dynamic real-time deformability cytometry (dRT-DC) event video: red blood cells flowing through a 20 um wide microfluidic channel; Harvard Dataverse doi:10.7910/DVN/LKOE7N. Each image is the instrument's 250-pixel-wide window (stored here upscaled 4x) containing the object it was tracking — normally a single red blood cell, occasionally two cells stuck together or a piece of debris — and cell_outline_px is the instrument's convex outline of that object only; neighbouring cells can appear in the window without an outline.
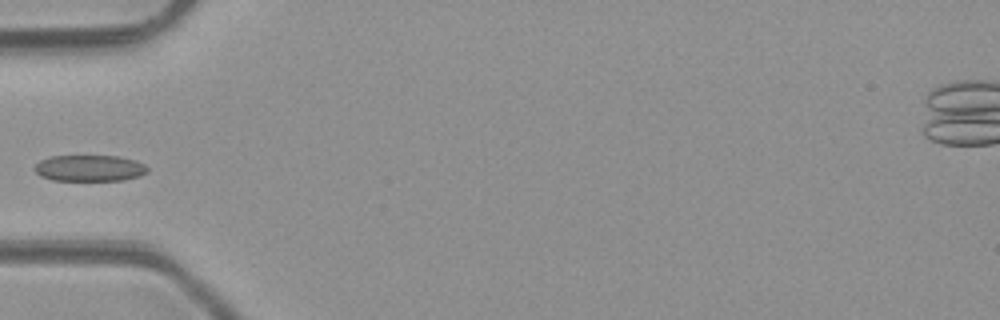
{"species": "common noctule bat (a hibernating species)", "species_latin": "Nyctalus noctula", "temperature_condition": "room temperature", "stored_images_in_passage": 6, "camera_frame_rate_fps": 3000, "um_per_image_px": 0.085, "animal": {"sex": "male", "body_mass_g": 23.1, "forearm_length_mm": 52.7}, "frame": {"image": 1, "passage_image": 5, "time_ms": 5.333, "image_size_px": [1000, 320], "cell_outline_px": [[148, 172], [140, 176], [124, 180], [52, 180], [40, 176], [32, 168], [40, 160], [48, 156], [116, 156], [136, 160], [144, 164], [148, 168]], "centroid_in_image_um": [7.6, 14.29], "position_along_channel_um": 77.4, "area_um2": 17.4}}
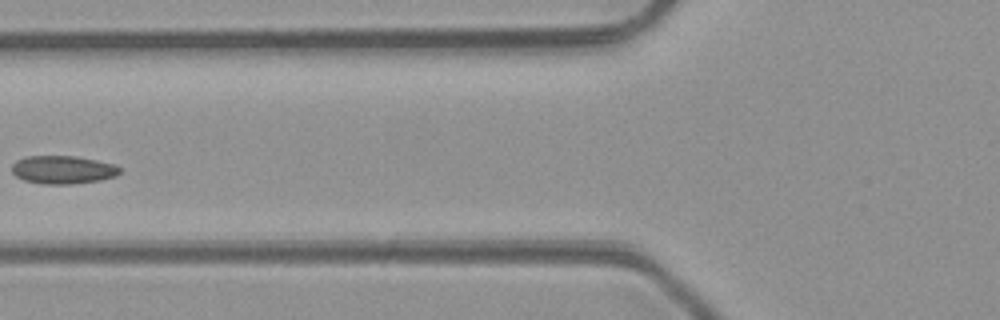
{"frame": {"image": 2, "passage_image": 6, "time_ms": 6.333, "image_size_px": [1000, 320], "cell_outline_px": [[120, 172], [116, 176], [100, 180], [72, 184], [44, 184], [24, 180], [16, 176], [12, 172], [12, 164], [16, 160], [24, 156], [76, 156], [116, 164], [120, 168]], "centroid_in_image_um": [5.34, 14.42], "position_along_channel_um": 120.5, "area_um2": 17.8}}